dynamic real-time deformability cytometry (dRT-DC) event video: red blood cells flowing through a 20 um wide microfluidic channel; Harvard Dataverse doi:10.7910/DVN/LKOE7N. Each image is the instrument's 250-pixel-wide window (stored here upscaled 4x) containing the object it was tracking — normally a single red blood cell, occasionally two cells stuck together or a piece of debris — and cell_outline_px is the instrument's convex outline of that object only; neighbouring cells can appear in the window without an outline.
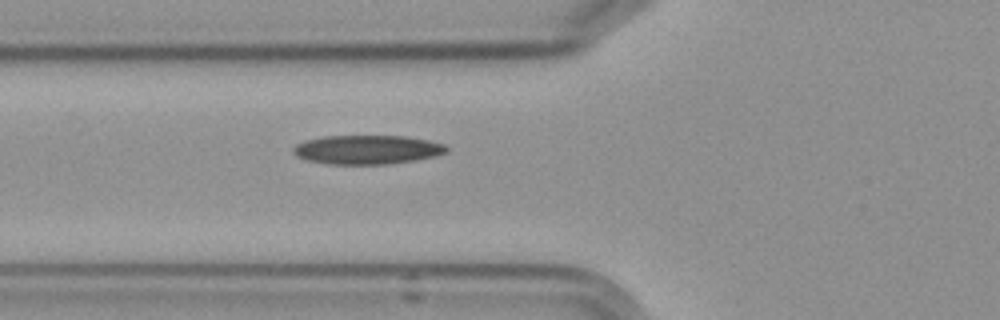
{"species": "Egyptian fruit bat (a non-hibernating species)", "species_latin": "Rousettus aegyptiacus", "temperature_condition": "cold", "stored_images_in_passage": 5, "segment_of_instrument_passage": [1, 2], "camera_frame_rate_fps": 3000, "um_per_image_px": 0.085, "frame": {"image": 1, "passage_image": 4, "time_ms": 4.0, "image_size_px": [1000, 320], "cell_outline_px": [[448, 148], [444, 152], [436, 156], [416, 160], [388, 164], [328, 164], [308, 160], [296, 156], [292, 152], [292, 148], [296, 144], [304, 140], [324, 136], [408, 136], [428, 140], [444, 144]], "centroid_in_image_um": [31.18, 12.72], "position_along_channel_um": 94.6, "area_um2": 26.01}}